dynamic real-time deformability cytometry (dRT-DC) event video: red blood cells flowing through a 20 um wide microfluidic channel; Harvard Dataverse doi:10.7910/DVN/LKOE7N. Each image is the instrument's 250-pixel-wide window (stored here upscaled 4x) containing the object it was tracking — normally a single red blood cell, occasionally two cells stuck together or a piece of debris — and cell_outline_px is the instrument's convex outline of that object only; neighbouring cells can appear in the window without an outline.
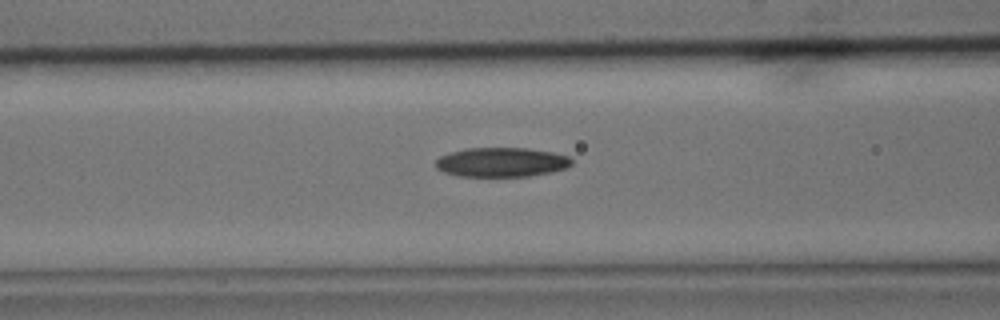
{"species": "common noctule bat (a hibernating species)", "species_latin": "Nyctalus noctula", "temperature_condition": "cold", "stored_images_in_passage": 34, "camera_frame_rate_fps": 3000, "um_per_image_px": 0.085, "animal": {"sex": "male", "body_mass_g": 15.6}, "frame": {"image": 1, "passage_image": 12, "time_ms": 3.667, "image_size_px": [1000, 320], "cell_outline_px": [[572, 164], [568, 168], [552, 172], [528, 176], [460, 176], [444, 172], [436, 168], [436, 160], [440, 156], [464, 148], [528, 148], [552, 152], [568, 156], [572, 160]], "centroid_in_image_um": [42.65, 13.78], "position_along_channel_um": 123.9, "area_um2": 23.29}}
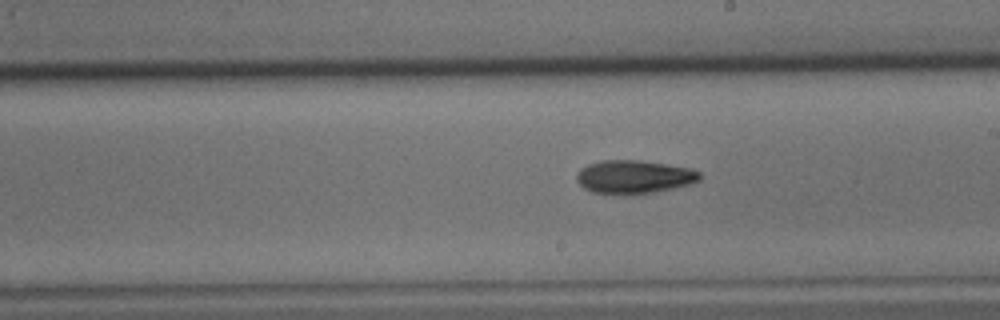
{"frame": {"image": 2, "passage_image": 21, "time_ms": 6.667, "image_size_px": [1000, 320], "cell_outline_px": [[700, 180], [688, 184], [656, 192], [592, 192], [584, 188], [576, 180], [576, 172], [580, 168], [588, 164], [600, 160], [640, 160], [688, 168], [700, 172]], "centroid_in_image_um": [53.85, 14.99], "position_along_channel_um": 235.2, "area_um2": 23.24}}
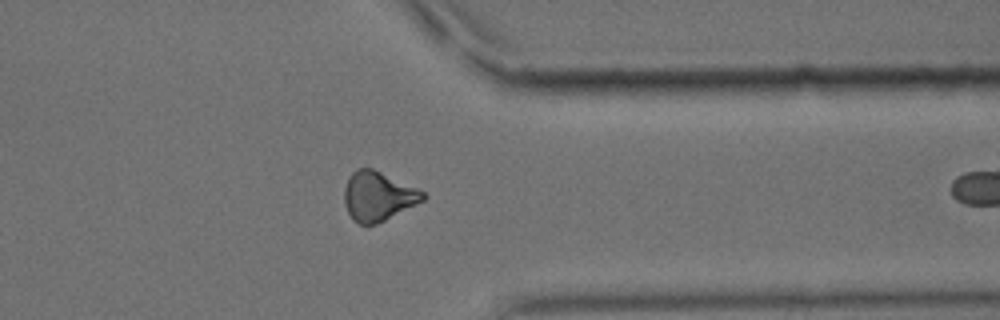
{"frame": {"image": 3, "passage_image": 33, "time_ms": 10.667, "image_size_px": [1000, 320], "cell_outline_px": [[428, 196], [424, 200], [376, 224], [360, 224], [352, 220], [344, 204], [344, 188], [352, 172], [360, 168], [372, 168], [416, 188], [424, 192]], "centroid_in_image_um": [32.11, 16.68], "position_along_channel_um": 379.3, "area_um2": 22.25}}